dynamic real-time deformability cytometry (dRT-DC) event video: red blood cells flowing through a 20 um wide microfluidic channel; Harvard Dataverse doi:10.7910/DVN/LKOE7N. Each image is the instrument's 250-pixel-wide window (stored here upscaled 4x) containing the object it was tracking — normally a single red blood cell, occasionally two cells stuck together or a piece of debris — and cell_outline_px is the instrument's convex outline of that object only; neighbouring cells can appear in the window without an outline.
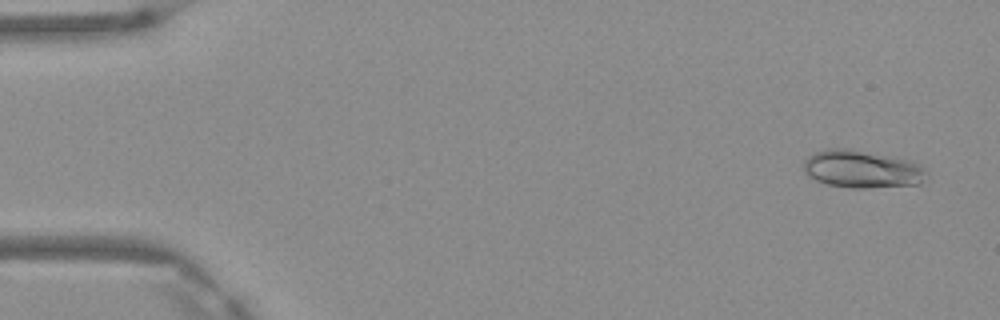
{"species": "Egyptian fruit bat (a non-hibernating species)", "species_latin": "Rousettus aegyptiacus", "temperature_condition": "warm", "stored_images_in_passage": 4, "camera_frame_rate_fps": 3000, "um_per_image_px": 0.085, "frame": {"image": 1, "passage_image": 1, "time_ms": 0.0, "image_size_px": [1000, 320], "cell_outline_px": [[924, 172], [920, 184], [868, 188], [852, 188], [828, 184], [816, 180], [808, 176], [804, 172], [804, 160], [808, 156], [816, 152], [828, 148], [848, 148], [892, 156], [912, 160], [920, 164], [924, 168]], "centroid_in_image_um": [73.24, 14.36], "position_along_channel_um": 11.8, "area_um2": 26.93}}